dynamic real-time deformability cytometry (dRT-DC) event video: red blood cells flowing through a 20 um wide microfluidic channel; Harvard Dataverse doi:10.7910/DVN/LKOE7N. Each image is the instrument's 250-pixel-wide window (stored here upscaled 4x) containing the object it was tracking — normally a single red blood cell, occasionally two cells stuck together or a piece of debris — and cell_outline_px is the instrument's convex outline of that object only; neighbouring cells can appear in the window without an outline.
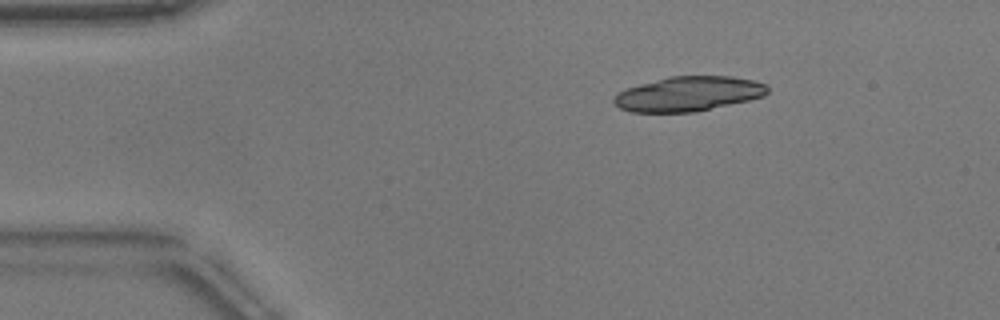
{"species": "common noctule bat (a hibernating species)", "species_latin": "Nyctalus noctula", "temperature_condition": "warm", "stored_images_in_passage": 11, "camera_frame_rate_fps": 3000, "um_per_image_px": 0.085, "animal": {"sex": "male", "body_mass_g": 17.9}, "frame": {"image": 1, "passage_image": 2, "time_ms": 0.333, "image_size_px": [1000, 320], "cell_outline_px": [[768, 92], [764, 96], [748, 100], [696, 112], [632, 112], [620, 108], [612, 100], [620, 92], [628, 88], [640, 84], [668, 76], [732, 76], [752, 80], [768, 84]], "centroid_in_image_um": [58.55, 7.97], "position_along_channel_um": 26.5, "area_um2": 30.92}}